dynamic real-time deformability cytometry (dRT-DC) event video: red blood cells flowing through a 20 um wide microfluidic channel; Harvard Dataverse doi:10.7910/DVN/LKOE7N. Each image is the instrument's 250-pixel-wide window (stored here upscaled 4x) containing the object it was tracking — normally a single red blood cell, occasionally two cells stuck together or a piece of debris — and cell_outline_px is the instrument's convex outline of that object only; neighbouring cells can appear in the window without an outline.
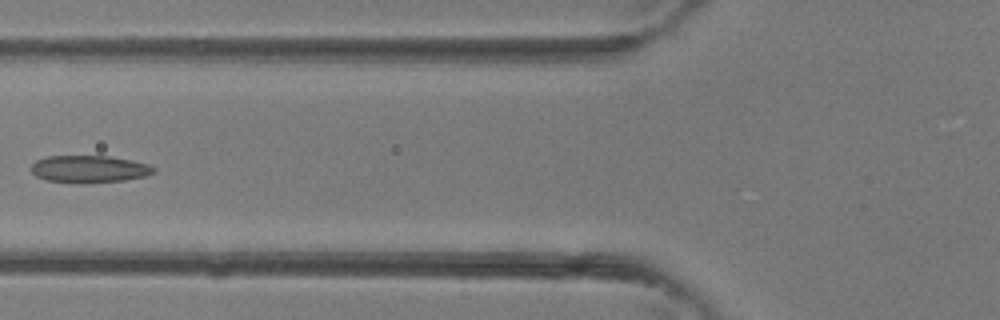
{"species": "common noctule bat (a hibernating species)", "species_latin": "Nyctalus noctula", "temperature_condition": "room temperature", "stored_images_in_passage": 4, "camera_frame_rate_fps": 3000, "um_per_image_px": 0.085, "animal": {"sex": "female"}, "frame": {"image": 1, "passage_image": 4, "time_ms": 1.0, "image_size_px": [1000, 320], "cell_outline_px": [[156, 172], [144, 176], [124, 180], [88, 184], [76, 184], [48, 180], [36, 176], [32, 172], [32, 164], [36, 160], [48, 156], [108, 156], [132, 160], [148, 164], [156, 168]], "centroid_in_image_um": [7.6, 14.38], "position_along_channel_um": 118.2, "area_um2": 19.65}}